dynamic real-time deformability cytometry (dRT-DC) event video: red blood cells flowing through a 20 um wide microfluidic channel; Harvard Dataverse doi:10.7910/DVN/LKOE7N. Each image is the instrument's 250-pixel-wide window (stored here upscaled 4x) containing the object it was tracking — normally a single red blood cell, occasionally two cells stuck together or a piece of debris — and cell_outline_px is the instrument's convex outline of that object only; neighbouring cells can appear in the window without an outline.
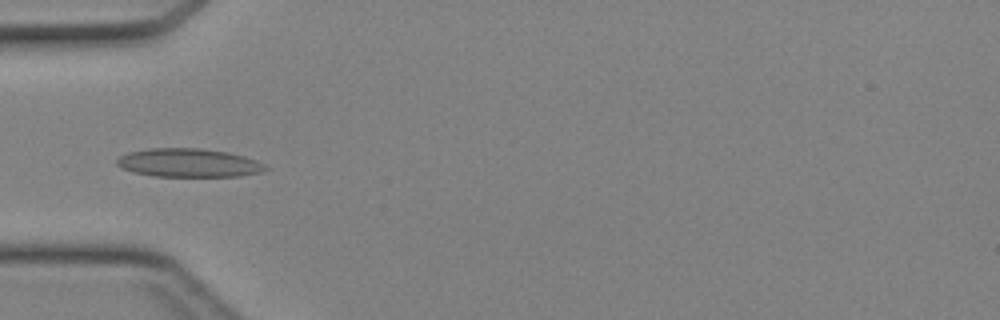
{"species": "Egyptian fruit bat (a non-hibernating species)", "species_latin": "Rousettus aegyptiacus", "temperature_condition": "cold", "stored_images_in_passage": 44, "camera_frame_rate_fps": 3000, "um_per_image_px": 0.085, "animal": {"sex": "female"}, "frame": {"image": 1, "passage_image": 14, "time_ms": 4.333, "image_size_px": [1000, 320], "cell_outline_px": [[268, 168], [260, 172], [240, 176], [156, 176], [136, 172], [120, 168], [116, 164], [116, 160], [120, 156], [128, 152], [148, 148], [200, 148], [228, 152], [244, 156], [256, 160], [264, 164]], "centroid_in_image_um": [16.02, 13.83], "position_along_channel_um": 69.0, "area_um2": 24.62}}
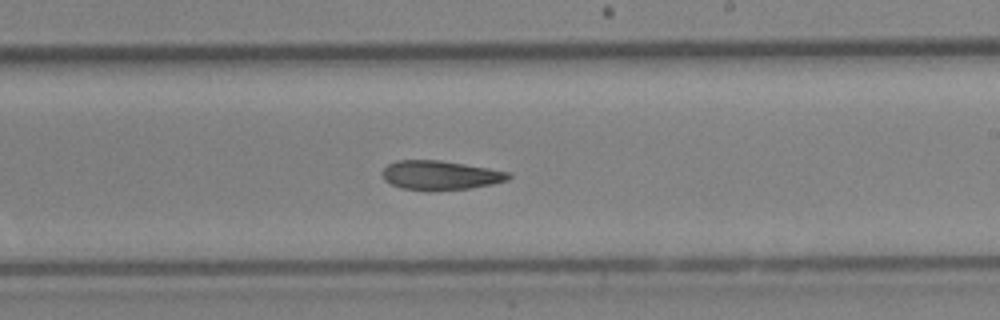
{"frame": {"image": 2, "passage_image": 26, "time_ms": 8.333, "image_size_px": [1000, 320], "cell_outline_px": [[512, 176], [508, 180], [492, 184], [468, 188], [400, 188], [384, 180], [384, 168], [388, 164], [396, 160], [440, 160], [512, 172]], "centroid_in_image_um": [37.47, 14.85], "position_along_channel_um": 251.5, "area_um2": 20.69}}
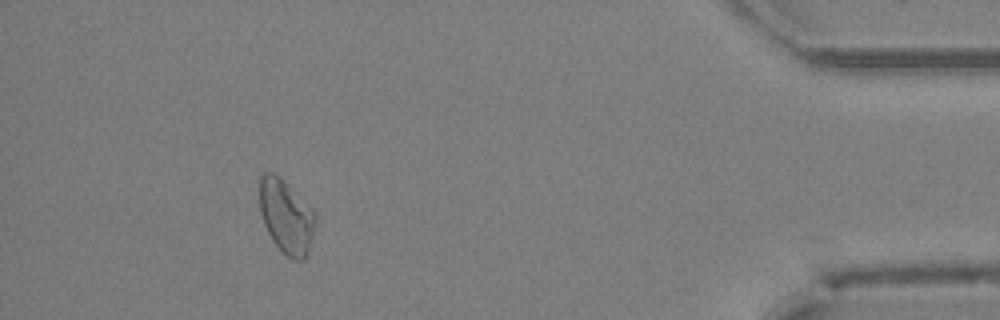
{"frame": {"image": 3, "passage_image": 40, "time_ms": 13.0, "image_size_px": [1000, 320], "cell_outline_px": [[316, 220], [312, 236], [304, 260], [292, 260], [272, 240], [264, 224], [260, 212], [260, 176], [264, 172], [272, 172], [312, 208], [316, 212]], "centroid_in_image_um": [24.32, 18.42], "position_along_channel_um": 410.9, "area_um2": 23.35}}